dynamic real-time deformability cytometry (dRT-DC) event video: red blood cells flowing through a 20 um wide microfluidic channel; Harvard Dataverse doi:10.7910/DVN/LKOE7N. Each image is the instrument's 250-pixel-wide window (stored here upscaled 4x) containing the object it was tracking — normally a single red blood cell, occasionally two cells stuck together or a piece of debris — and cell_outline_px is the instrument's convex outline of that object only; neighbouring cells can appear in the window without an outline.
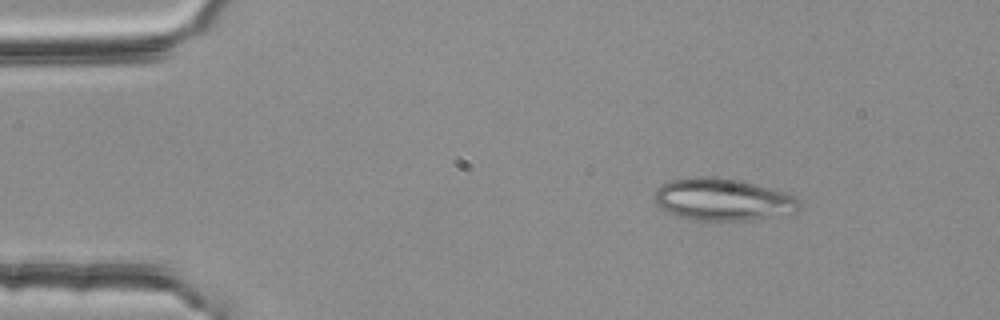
{"species": "common noctule bat (a hibernating species)", "species_latin": "Nyctalus noctula", "temperature_condition": "room temperature", "stored_images_in_passage": 4, "camera_frame_rate_fps": 3000, "um_per_image_px": 0.085, "animal": {"sex": "female", "body_mass_g": 25.1}, "frame": {"image": 1, "passage_image": 1, "time_ms": 0.0, "image_size_px": [1000, 320], "cell_outline_px": [[800, 208], [796, 212], [748, 220], [688, 220], [668, 212], [660, 208], [656, 204], [652, 196], [656, 188], [672, 180], [696, 176], [716, 176], [736, 180], [788, 192], [796, 196], [800, 200]], "centroid_in_image_um": [61.42, 16.95], "position_along_channel_um": 23.6, "area_um2": 35.78}}